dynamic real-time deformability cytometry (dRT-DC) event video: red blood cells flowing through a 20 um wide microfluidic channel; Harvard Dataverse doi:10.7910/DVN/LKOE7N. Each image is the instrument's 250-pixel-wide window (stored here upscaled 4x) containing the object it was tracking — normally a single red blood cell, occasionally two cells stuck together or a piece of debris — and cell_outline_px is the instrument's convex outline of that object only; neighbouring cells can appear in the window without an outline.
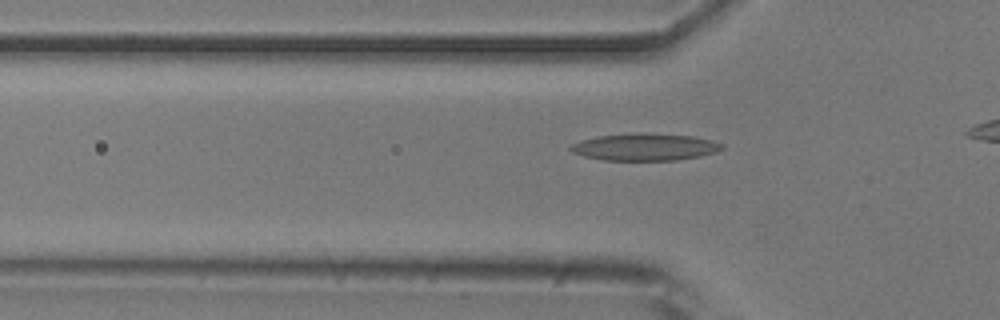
{"species": "common noctule bat (a hibernating species)", "species_latin": "Nyctalus noctula", "temperature_condition": "room temperature", "stored_images_in_passage": 27, "camera_frame_rate_fps": 3000, "um_per_image_px": 0.085, "animal": {"sex": "male", "body_mass_g": 20.5, "forearm_length_mm": 52.5}, "frame": {"image": 1, "passage_image": 11, "time_ms": 3.333, "image_size_px": [1000, 320], "cell_outline_px": [[724, 148], [716, 152], [700, 156], [676, 160], [604, 160], [584, 156], [572, 152], [568, 148], [572, 144], [580, 140], [596, 136], [636, 132], [644, 132], [692, 136], [712, 140], [724, 144]], "centroid_in_image_um": [54.81, 12.48], "position_along_channel_um": 71.0, "area_um2": 24.16}}
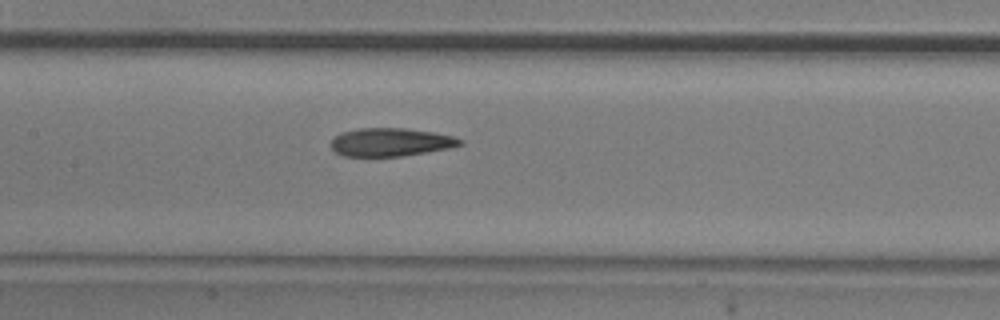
{"frame": {"image": 2, "passage_image": 19, "time_ms": 6.0, "image_size_px": [1000, 320], "cell_outline_px": [[464, 144], [452, 148], [400, 156], [344, 156], [336, 152], [332, 148], [332, 136], [340, 132], [360, 128], [404, 128], [432, 132], [456, 136], [464, 140]], "centroid_in_image_um": [33.24, 12.07], "position_along_channel_um": 174.2, "area_um2": 21.39}}
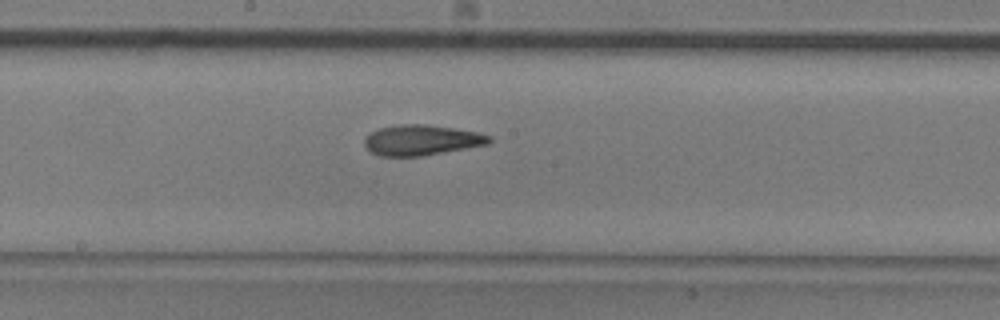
{"frame": {"image": 3, "passage_image": 22, "time_ms": 7.0, "image_size_px": [1000, 320], "cell_outline_px": [[492, 140], [488, 144], [420, 156], [380, 156], [372, 152], [364, 144], [364, 140], [372, 132], [380, 128], [396, 124], [424, 124], [480, 132], [492, 136]], "centroid_in_image_um": [35.85, 11.9], "position_along_channel_um": 212.3, "area_um2": 21.91}}